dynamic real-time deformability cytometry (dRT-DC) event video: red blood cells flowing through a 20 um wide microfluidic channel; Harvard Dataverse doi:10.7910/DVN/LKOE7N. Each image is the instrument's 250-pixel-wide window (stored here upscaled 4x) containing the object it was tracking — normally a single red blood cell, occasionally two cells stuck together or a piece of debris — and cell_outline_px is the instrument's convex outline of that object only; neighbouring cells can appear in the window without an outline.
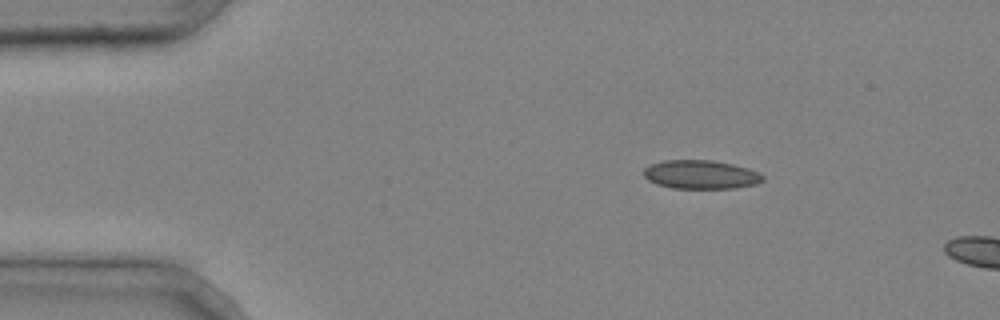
{"species": "common noctule bat (a hibernating species)", "species_latin": "Nyctalus noctula", "temperature_condition": "cold", "stored_images_in_passage": 2, "camera_frame_rate_fps": 3000, "um_per_image_px": 0.085, "animal": {"sex": "male", "body_mass_g": 20.4}, "frame": {"image": 1, "passage_image": 1, "time_ms": 0.0, "image_size_px": [1000, 320], "cell_outline_px": [[764, 180], [756, 184], [736, 188], [672, 188], [656, 184], [648, 180], [644, 176], [644, 168], [648, 164], [664, 160], [712, 160], [732, 164], [748, 168], [760, 172], [764, 176]], "centroid_in_image_um": [59.57, 14.83], "position_along_channel_um": 25.4, "area_um2": 20.11}}